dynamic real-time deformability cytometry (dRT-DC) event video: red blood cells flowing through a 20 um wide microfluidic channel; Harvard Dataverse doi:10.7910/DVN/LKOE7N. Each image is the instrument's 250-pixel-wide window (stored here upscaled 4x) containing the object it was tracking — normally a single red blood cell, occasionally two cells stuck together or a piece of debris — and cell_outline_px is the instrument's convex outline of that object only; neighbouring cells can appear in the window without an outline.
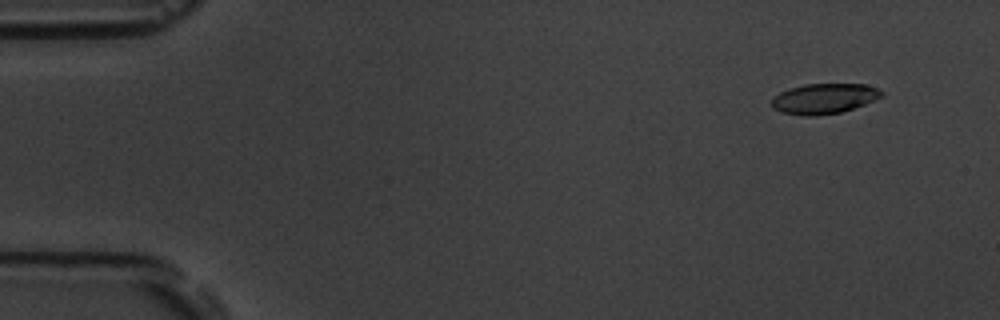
{"species": "common noctule bat (a hibernating species)", "species_latin": "Nyctalus noctula", "temperature_condition": "room temperature", "stored_images_in_passage": 55, "camera_frame_rate_fps": 3000, "um_per_image_px": 0.085, "animal": {"sex": "male", "body_mass_g": 19.5, "forearm_length_mm": 54.6}, "frame": {"image": 1, "passage_image": 5, "time_ms": 1.333, "image_size_px": [1000, 320], "cell_outline_px": [[884, 96], [864, 104], [840, 112], [816, 116], [808, 116], [784, 112], [772, 108], [772, 100], [780, 92], [788, 88], [804, 84], [864, 84], [876, 88], [884, 92]], "centroid_in_image_um": [70.06, 8.37], "position_along_channel_um": 14.9, "area_um2": 19.19}}
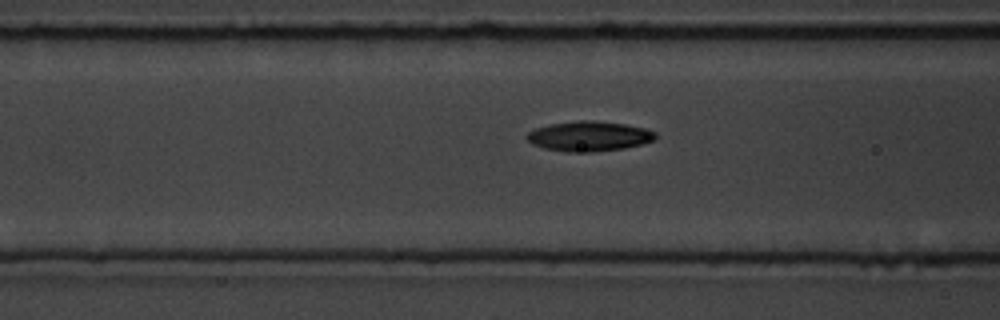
{"frame": {"image": 2, "passage_image": 22, "time_ms": 7.0, "image_size_px": [1000, 320], "cell_outline_px": [[656, 136], [652, 140], [640, 144], [624, 148], [592, 152], [568, 152], [544, 148], [532, 144], [524, 136], [528, 132], [536, 128], [552, 124], [576, 120], [592, 120], [624, 124], [644, 128], [656, 132]], "centroid_in_image_um": [50.03, 11.58], "position_along_channel_um": 116.6, "area_um2": 22.31}}
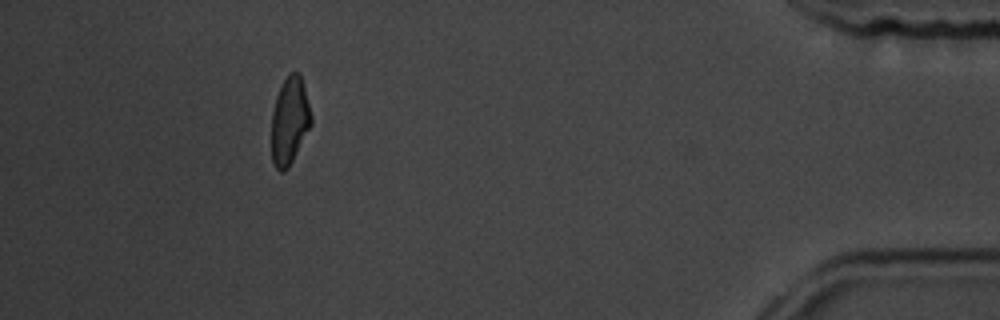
{"frame": {"image": 3, "passage_image": 50, "time_ms": 16.333, "image_size_px": [1000, 320], "cell_outline_px": [[312, 124], [288, 168], [284, 172], [280, 172], [272, 164], [272, 112], [276, 96], [288, 72], [300, 72], [312, 116]], "centroid_in_image_um": [24.62, 10.27], "position_along_channel_um": 410.6, "area_um2": 20.23}, "authors_computed_cell_mechanics": {"area_um2": 20.808, "velocity_mm_per_s": 3.784, "shape_relaxation_time_tau1_ms": 2.3321, "shape_relaxation_time_tau2_ms": 4.6826, "deformation_change_tau1": 0.1384, "deformation_change_tau2": 0.1122}}